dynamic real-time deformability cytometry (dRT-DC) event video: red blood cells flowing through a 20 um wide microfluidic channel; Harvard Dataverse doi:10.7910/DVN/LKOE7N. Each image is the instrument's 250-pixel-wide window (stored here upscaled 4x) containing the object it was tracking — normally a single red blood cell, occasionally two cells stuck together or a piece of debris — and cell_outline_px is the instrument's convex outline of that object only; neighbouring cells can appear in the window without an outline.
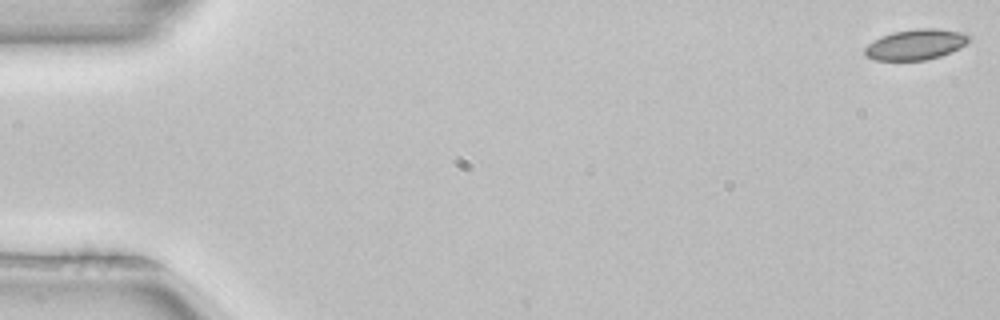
{"species": "common noctule bat (a hibernating species)", "species_latin": "Nyctalus noctula", "temperature_condition": "room temperature", "stored_images_in_passage": 4, "segment_of_instrument_passage": [2, 2], "camera_frame_rate_fps": 3000, "um_per_image_px": 0.085, "animal": {"sex": "female", "body_mass_g": 22.7, "forearm_length_mm": 54.2}, "frame": {"image": 1, "passage_image": 4, "time_ms": 1.0, "image_size_px": [1000, 320], "cell_outline_px": [[972, 40], [960, 48], [940, 56], [924, 60], [876, 60], [868, 56], [864, 52], [864, 48], [868, 44], [880, 36], [892, 32], [916, 28], [936, 28], [968, 32], [972, 36]], "centroid_in_image_um": [77.91, 3.75], "position_along_channel_um": 7.1, "area_um2": 18.84}}